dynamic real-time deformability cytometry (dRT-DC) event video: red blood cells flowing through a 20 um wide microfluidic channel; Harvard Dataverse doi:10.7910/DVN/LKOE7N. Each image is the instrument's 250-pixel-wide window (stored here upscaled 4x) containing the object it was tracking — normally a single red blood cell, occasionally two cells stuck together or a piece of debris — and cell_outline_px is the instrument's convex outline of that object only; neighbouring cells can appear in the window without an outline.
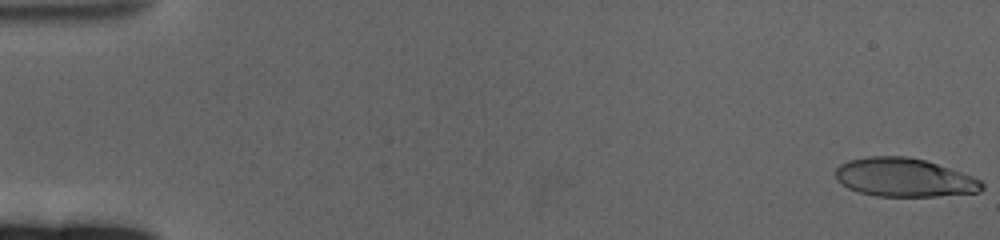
{"species": "human", "species_latin": "Homo sapiens", "temperature_condition": "cold", "stored_images_in_passage": 61, "camera_frame_rate_fps": 3000, "um_per_image_px": 0.085, "donor": {"sex": "female"}, "frame": {"image": 1, "passage_image": 1, "time_ms": 0.0, "image_size_px": [1000, 240], "cell_outline_px": [[984, 188], [980, 192], [936, 196], [876, 196], [860, 192], [848, 188], [840, 184], [836, 180], [836, 168], [840, 164], [848, 160], [868, 156], [908, 156], [924, 160], [972, 176], [980, 180], [984, 184]], "centroid_in_image_um": [76.83, 15.09], "position_along_channel_um": 8.2, "area_um2": 32.89}}
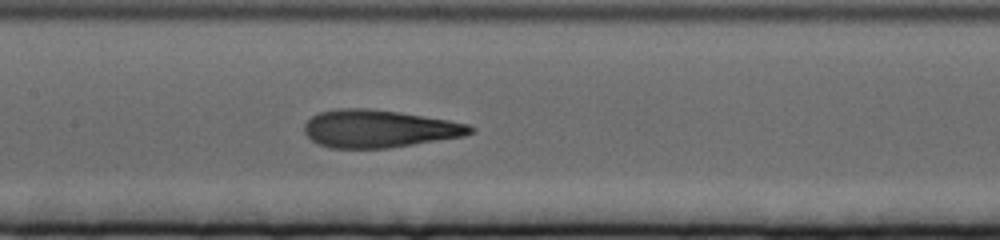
{"frame": {"image": 2, "passage_image": 31, "time_ms": 10.0, "image_size_px": [1000, 240], "cell_outline_px": [[476, 128], [472, 132], [464, 136], [388, 148], [328, 148], [312, 140], [304, 132], [304, 124], [312, 116], [320, 112], [336, 108], [368, 108], [400, 112], [448, 120], [468, 124]], "centroid_in_image_um": [32.2, 10.93], "position_along_channel_um": 175.2, "area_um2": 36.36}}
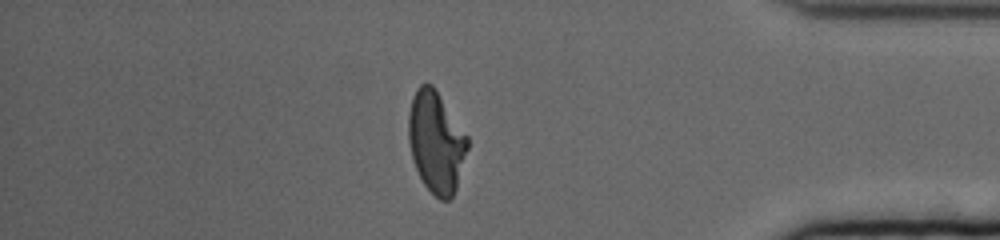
{"frame": {"image": 3, "passage_image": 54, "time_ms": 17.667, "image_size_px": [1000, 240], "cell_outline_px": [[468, 148], [456, 188], [452, 196], [448, 200], [440, 200], [424, 184], [412, 160], [408, 140], [408, 116], [412, 96], [416, 88], [420, 84], [432, 84], [468, 136]], "centroid_in_image_um": [37.05, 12.05], "position_along_channel_um": 398.1, "area_um2": 34.74}}